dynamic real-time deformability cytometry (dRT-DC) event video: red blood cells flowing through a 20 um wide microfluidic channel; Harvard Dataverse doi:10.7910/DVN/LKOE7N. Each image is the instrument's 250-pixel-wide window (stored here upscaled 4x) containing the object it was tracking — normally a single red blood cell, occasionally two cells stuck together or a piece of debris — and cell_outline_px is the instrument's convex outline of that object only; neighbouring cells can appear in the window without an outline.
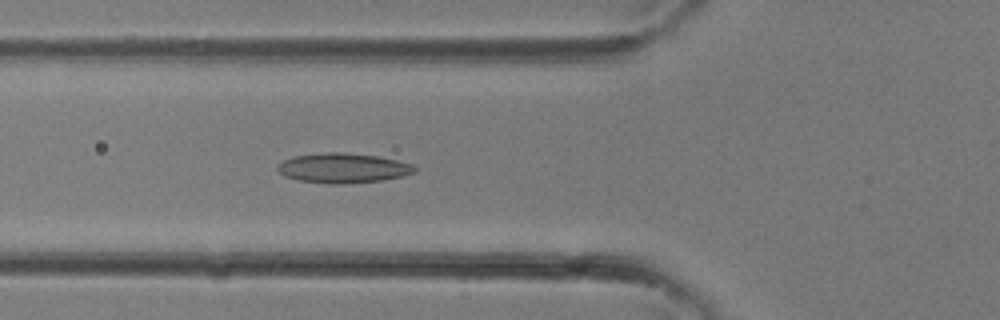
{"species": "common noctule bat (a hibernating species)", "species_latin": "Nyctalus noctula", "temperature_condition": "room temperature", "stored_images_in_passage": 23, "camera_frame_rate_fps": 3000, "um_per_image_px": 0.085, "animal": {"sex": "female"}, "frame": {"image": 1, "passage_image": 2, "time_ms": 0.333, "image_size_px": [1000, 320], "cell_outline_px": [[416, 172], [404, 176], [380, 180], [344, 184], [328, 184], [300, 180], [284, 176], [276, 168], [284, 160], [292, 156], [324, 152], [344, 152], [376, 156], [396, 160], [412, 164], [416, 168]], "centroid_in_image_um": [29.16, 14.28], "position_along_channel_um": 96.6, "area_um2": 23.76}}
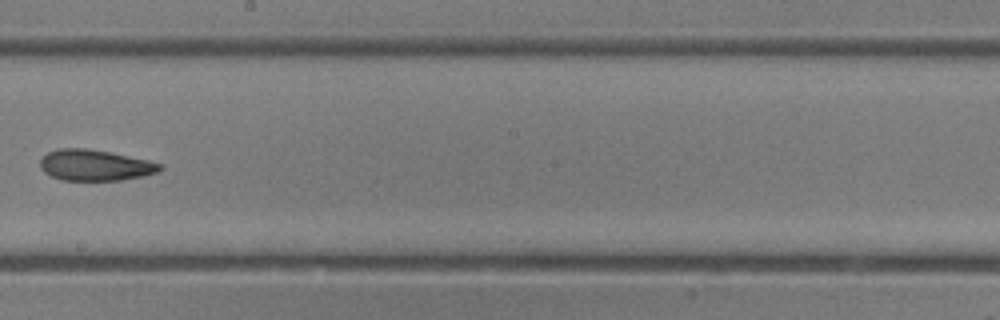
{"frame": {"image": 2, "passage_image": 9, "time_ms": 2.667, "image_size_px": [1000, 320], "cell_outline_px": [[164, 168], [156, 172], [144, 176], [120, 180], [60, 180], [44, 172], [40, 168], [40, 160], [48, 152], [60, 148], [84, 148], [108, 152], [148, 160], [160, 164]], "centroid_in_image_um": [8.06, 14.05], "position_along_channel_um": 240.1, "area_um2": 21.44}}
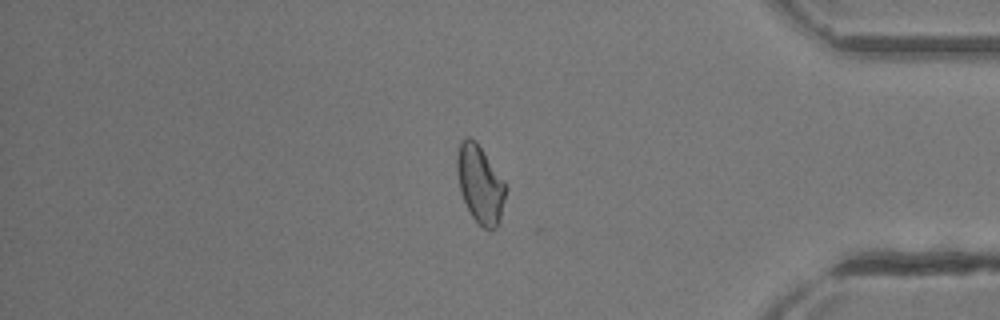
{"frame": {"image": 3, "passage_image": 18, "time_ms": 5.667, "image_size_px": [1000, 320], "cell_outline_px": [[508, 188], [500, 220], [496, 228], [488, 232], [472, 216], [464, 200], [460, 188], [456, 168], [456, 156], [460, 140], [468, 136], [476, 140], [504, 180]], "centroid_in_image_um": [40.83, 15.64], "position_along_channel_um": 394.4, "area_um2": 22.31}}